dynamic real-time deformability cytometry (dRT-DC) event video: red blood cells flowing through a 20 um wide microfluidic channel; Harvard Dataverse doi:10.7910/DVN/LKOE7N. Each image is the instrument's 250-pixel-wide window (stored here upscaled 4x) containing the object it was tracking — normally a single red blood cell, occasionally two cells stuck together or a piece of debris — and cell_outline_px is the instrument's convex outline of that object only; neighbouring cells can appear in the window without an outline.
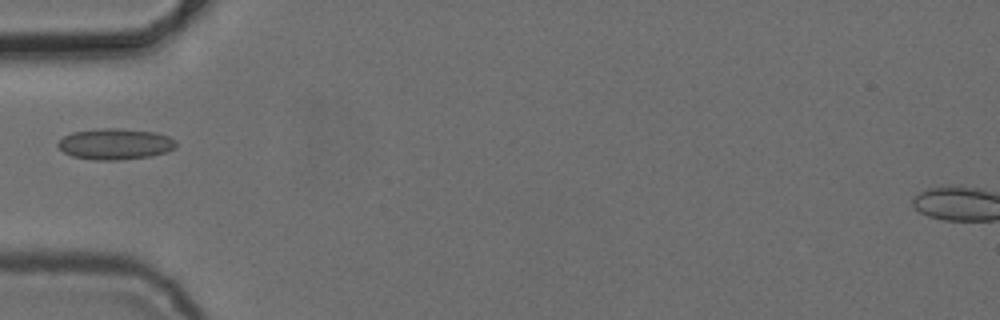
{"species": "common noctule bat (a hibernating species)", "species_latin": "Nyctalus noctula", "temperature_condition": "cold", "stored_images_in_passage": 4, "camera_frame_rate_fps": 3000, "um_per_image_px": 0.085, "animal": {"sex": "female", "body_mass_g": 24.6, "forearm_length_mm": 56.2}, "frame": {"image": 1, "passage_image": 4, "time_ms": 5.333, "image_size_px": [1000, 320], "cell_outline_px": [[176, 148], [168, 152], [152, 156], [116, 160], [96, 160], [72, 156], [64, 152], [56, 144], [64, 136], [72, 132], [100, 128], [116, 128], [156, 132], [168, 136], [176, 140]], "centroid_in_image_um": [9.82, 12.24], "position_along_channel_um": 75.2, "area_um2": 21.44}}